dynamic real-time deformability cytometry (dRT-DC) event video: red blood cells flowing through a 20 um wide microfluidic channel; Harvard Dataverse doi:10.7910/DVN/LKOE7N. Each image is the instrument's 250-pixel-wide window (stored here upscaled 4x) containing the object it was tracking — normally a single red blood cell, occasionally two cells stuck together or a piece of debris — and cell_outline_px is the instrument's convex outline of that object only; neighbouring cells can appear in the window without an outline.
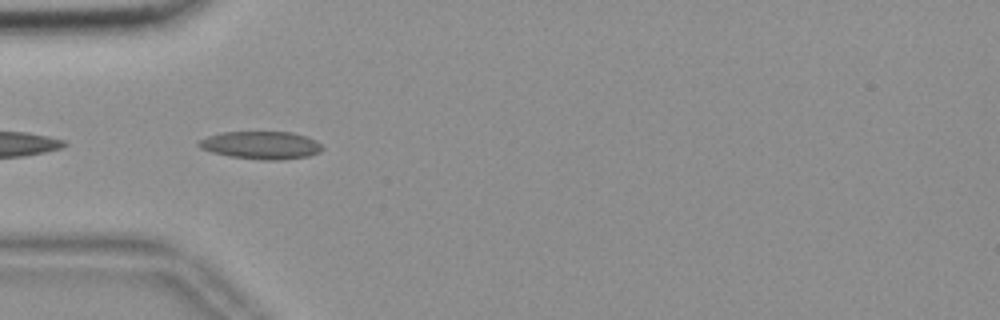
{"species": "common noctule bat (a hibernating species)", "species_latin": "Nyctalus noctula", "temperature_condition": "room temperature", "stored_images_in_passage": 5, "camera_frame_rate_fps": 3000, "um_per_image_px": 0.085, "animal": {"sex": "female", "body_mass_g": 18.4}, "frame": {"image": 1, "passage_image": 2, "time_ms": 0.333, "image_size_px": [1000, 320], "cell_outline_px": [[324, 148], [320, 152], [308, 156], [280, 160], [260, 160], [228, 156], [212, 152], [200, 148], [196, 144], [196, 140], [220, 132], [292, 132], [316, 140]], "centroid_in_image_um": [22.15, 12.34], "position_along_channel_um": 62.8, "area_um2": 20.17}}